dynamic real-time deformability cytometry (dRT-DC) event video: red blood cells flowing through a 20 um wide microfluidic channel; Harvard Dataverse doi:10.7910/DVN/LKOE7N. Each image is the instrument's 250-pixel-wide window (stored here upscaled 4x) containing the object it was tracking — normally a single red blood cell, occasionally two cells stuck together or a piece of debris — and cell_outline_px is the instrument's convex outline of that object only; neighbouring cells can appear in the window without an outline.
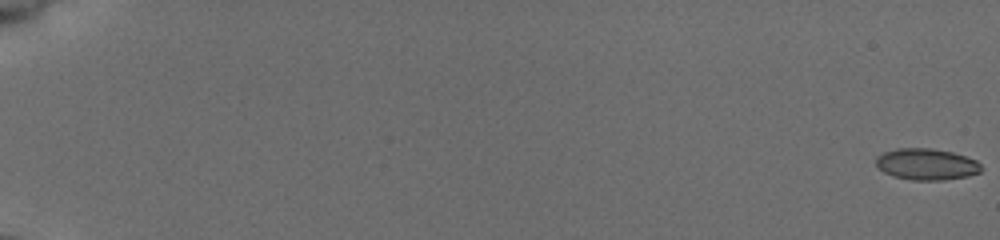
{"species": "common noctule bat (a hibernating species)", "species_latin": "Nyctalus noctula", "temperature_condition": "cold", "stored_images_in_passage": 41, "camera_frame_rate_fps": 3000, "um_per_image_px": 0.085, "animal": {"sex": "female", "body_mass_g": 19.5, "forearm_length_mm": 54.1}, "frame": {"image": 1, "passage_image": 1, "time_ms": 0.0, "image_size_px": [1000, 240], "cell_outline_px": [[980, 172], [968, 176], [944, 180], [912, 180], [892, 176], [884, 172], [876, 164], [876, 156], [884, 152], [896, 148], [932, 148], [952, 152], [976, 160], [980, 164]], "centroid_in_image_um": [78.73, 13.96], "position_along_channel_um": 6.3, "area_um2": 19.25}}
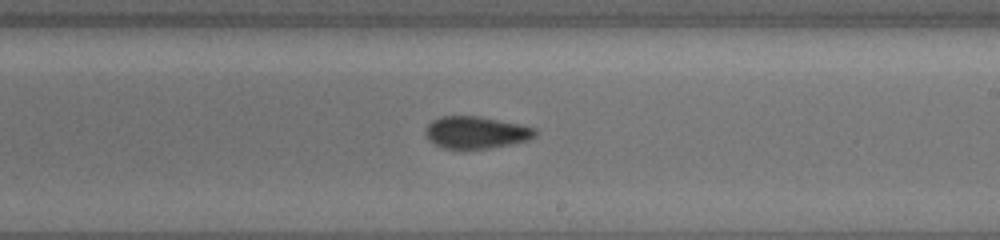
{"frame": {"image": 2, "passage_image": 24, "time_ms": 7.667, "image_size_px": [1000, 240], "cell_outline_px": [[536, 136], [528, 140], [488, 148], [460, 152], [444, 148], [428, 140], [424, 132], [424, 128], [432, 120], [440, 116], [480, 116], [524, 124], [536, 128]], "centroid_in_image_um": [40.43, 11.27], "position_along_channel_um": 248.6, "area_um2": 21.27}}
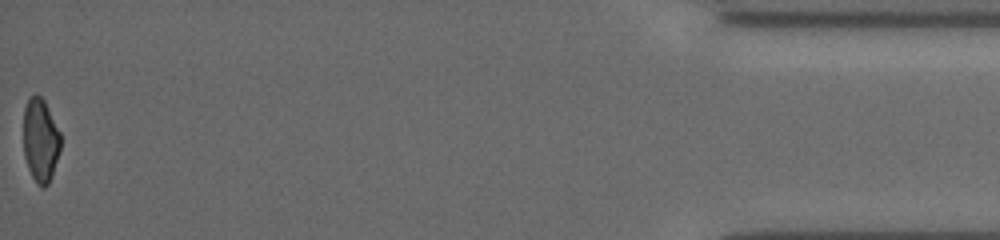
{"frame": {"image": 3, "passage_image": 41, "time_ms": 13.333, "image_size_px": [1000, 240], "cell_outline_px": [[60, 148], [52, 176], [48, 184], [44, 188], [40, 188], [36, 184], [28, 168], [24, 156], [24, 108], [28, 96], [40, 96], [44, 100], [60, 132]], "centroid_in_image_um": [3.43, 11.95], "position_along_channel_um": 431.8, "area_um2": 18.09}, "authors_computed_cell_mechanics": {"area_um2": 19.8832, "velocity_mm_per_s": 3.9661, "shape_relaxation_time_tau1_ms": 7.7403, "shape_relaxation_time_tau2_ms": 2.0577, "deformation_change_tau1": 0.159, "deformation_change_tau2": 0.0611}}